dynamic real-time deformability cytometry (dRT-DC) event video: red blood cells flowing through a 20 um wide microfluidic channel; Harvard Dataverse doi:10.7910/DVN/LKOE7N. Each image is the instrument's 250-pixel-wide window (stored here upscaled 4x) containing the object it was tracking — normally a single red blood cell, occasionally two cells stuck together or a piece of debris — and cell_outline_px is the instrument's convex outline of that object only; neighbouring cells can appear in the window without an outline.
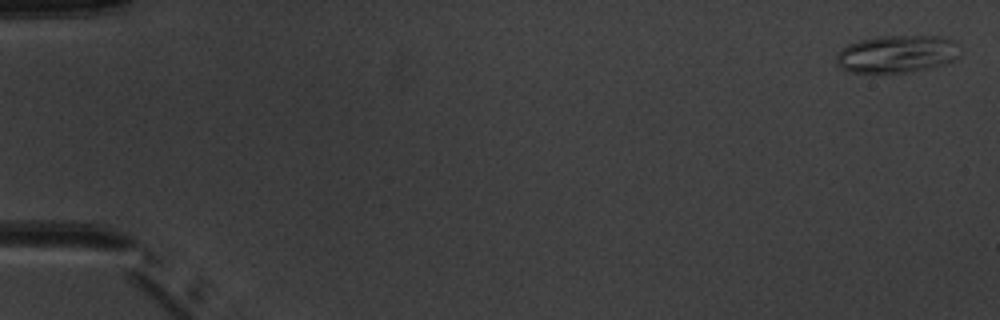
{"species": "common noctule bat (a hibernating species)", "species_latin": "Nyctalus noctula", "temperature_condition": "warm", "stored_images_in_passage": 6, "camera_frame_rate_fps": 3000, "um_per_image_px": 0.085, "animal": {"sex": "male", "body_mass_g": 20.1, "forearm_length_mm": 53.5}, "frame": {"image": 1, "passage_image": 1, "time_ms": 0.0, "image_size_px": [1000, 320], "cell_outline_px": [[960, 56], [944, 64], [928, 68], [908, 72], [848, 72], [840, 68], [836, 60], [836, 56], [848, 44], [860, 40], [880, 36], [944, 36], [956, 40], [960, 44]], "centroid_in_image_um": [76.3, 4.57], "position_along_channel_um": 8.7, "area_um2": 27.17}}